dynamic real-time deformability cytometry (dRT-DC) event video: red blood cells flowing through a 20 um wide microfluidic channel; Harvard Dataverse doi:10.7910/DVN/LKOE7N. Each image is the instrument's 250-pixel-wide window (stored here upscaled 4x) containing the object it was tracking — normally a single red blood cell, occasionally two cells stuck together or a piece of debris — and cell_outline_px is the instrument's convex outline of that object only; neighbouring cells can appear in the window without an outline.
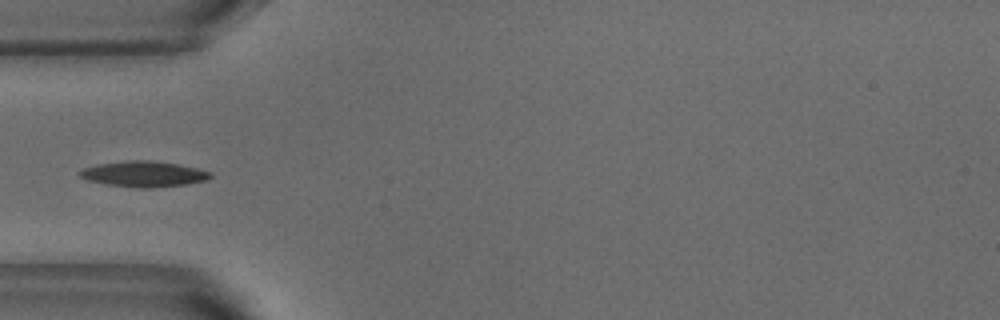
{"species": "common noctule bat (a hibernating species)", "species_latin": "Nyctalus noctula", "temperature_condition": "warm", "stored_images_in_passage": 37, "camera_frame_rate_fps": 3000, "um_per_image_px": 0.085, "animal": {"sex": "male", "body_mass_g": 18.8}, "frame": {"image": 1, "passage_image": 1, "time_ms": 0.0, "image_size_px": [1000, 320], "cell_outline_px": [[212, 176], [208, 180], [188, 184], [148, 188], [136, 188], [104, 184], [88, 180], [80, 176], [80, 172], [84, 168], [96, 164], [128, 160], [148, 160], [176, 164], [196, 168], [208, 172]], "centroid_in_image_um": [12.2, 14.8], "position_along_channel_um": 72.8, "area_um2": 19.42}}
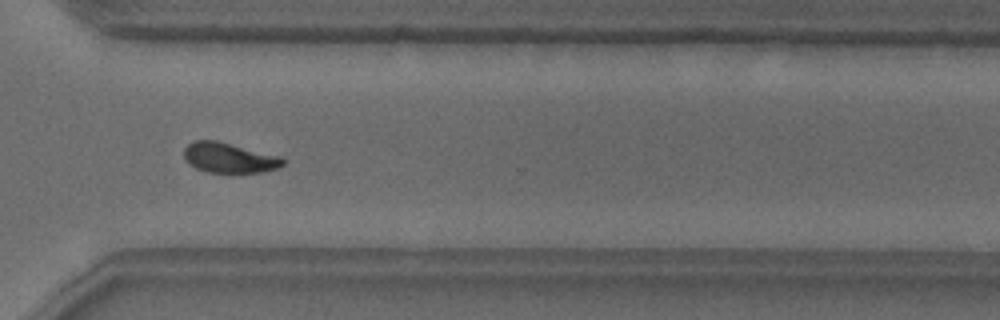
{"frame": {"image": 2, "passage_image": 23, "time_ms": 7.333, "image_size_px": [1000, 320], "cell_outline_px": [[284, 164], [276, 168], [260, 172], [232, 176], [204, 172], [196, 168], [184, 156], [184, 148], [192, 140], [216, 140], [280, 156], [284, 160]], "centroid_in_image_um": [19.47, 13.46], "position_along_channel_um": 351.1, "area_um2": 17.92}}
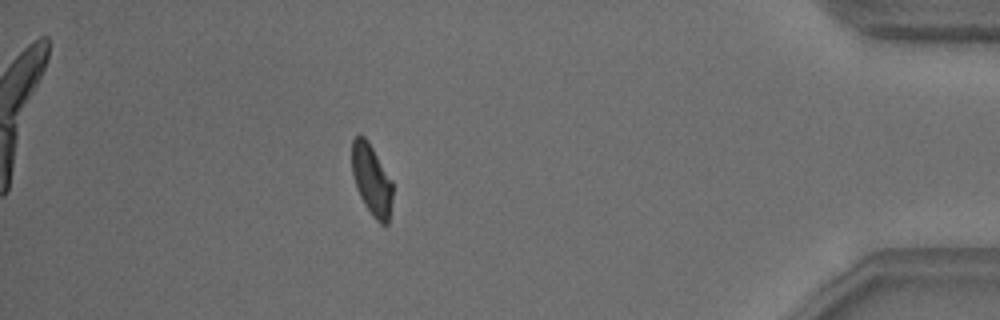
{"frame": {"image": 3, "passage_image": 31, "time_ms": 10.0, "image_size_px": [1000, 320], "cell_outline_px": [[392, 196], [388, 224], [380, 224], [372, 216], [364, 204], [356, 188], [352, 172], [352, 140], [356, 136], [364, 136], [368, 140], [392, 180]], "centroid_in_image_um": [31.58, 15.29], "position_along_channel_um": 403.6, "area_um2": 16.82}}